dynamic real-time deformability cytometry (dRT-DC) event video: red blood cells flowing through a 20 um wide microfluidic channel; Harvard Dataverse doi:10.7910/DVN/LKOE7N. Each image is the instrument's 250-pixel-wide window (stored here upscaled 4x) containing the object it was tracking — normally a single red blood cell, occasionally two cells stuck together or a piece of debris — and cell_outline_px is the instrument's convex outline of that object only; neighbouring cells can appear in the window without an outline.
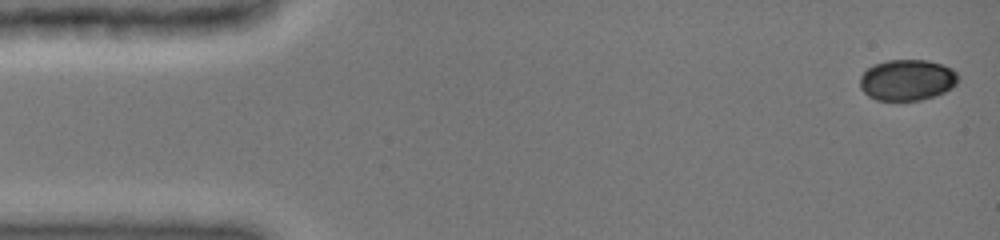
{"species": "common noctule bat (a hibernating species)", "species_latin": "Nyctalus noctula", "temperature_condition": "cold", "stored_images_in_passage": 12, "camera_frame_rate_fps": 3000, "um_per_image_px": 0.085, "animal": {"sex": "female", "body_mass_g": 19.0, "forearm_length_mm": 51.5}, "frame": {"image": 1, "passage_image": 1, "time_ms": 0.0, "image_size_px": [1000, 240], "cell_outline_px": [[960, 76], [956, 84], [952, 88], [936, 96], [920, 100], [876, 100], [868, 96], [860, 88], [860, 76], [872, 64], [888, 60], [928, 60], [952, 68]], "centroid_in_image_um": [77.11, 6.8], "position_along_channel_um": 7.9, "area_um2": 23.7}}
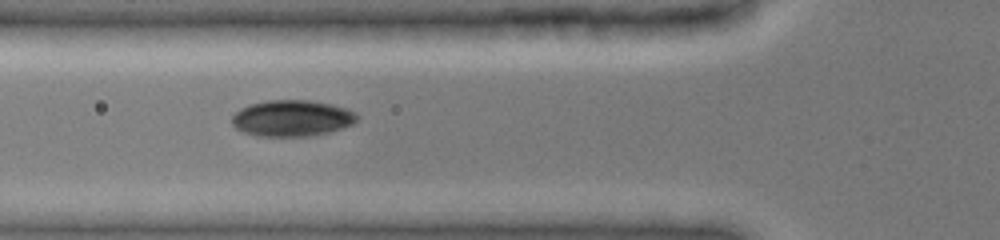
{"frame": {"image": 2, "passage_image": 7, "time_ms": 5.333, "image_size_px": [1000, 240], "cell_outline_px": [[360, 116], [352, 124], [328, 132], [308, 136], [256, 136], [244, 132], [236, 128], [232, 124], [232, 116], [240, 108], [248, 104], [268, 100], [308, 100], [332, 104], [348, 108], [356, 112]], "centroid_in_image_um": [24.82, 10.03], "position_along_channel_um": 101.0, "area_um2": 26.53}}
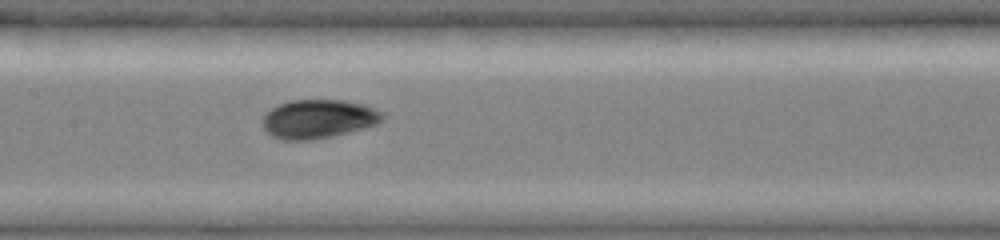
{"frame": {"image": 3, "passage_image": 12, "time_ms": 7.333, "image_size_px": [1000, 240], "cell_outline_px": [[384, 116], [376, 124], [332, 136], [312, 140], [284, 140], [272, 136], [264, 128], [260, 120], [272, 108], [288, 100], [344, 100], [360, 104], [372, 108], [380, 112]], "centroid_in_image_um": [26.99, 10.11], "position_along_channel_um": 180.4, "area_um2": 26.7}}